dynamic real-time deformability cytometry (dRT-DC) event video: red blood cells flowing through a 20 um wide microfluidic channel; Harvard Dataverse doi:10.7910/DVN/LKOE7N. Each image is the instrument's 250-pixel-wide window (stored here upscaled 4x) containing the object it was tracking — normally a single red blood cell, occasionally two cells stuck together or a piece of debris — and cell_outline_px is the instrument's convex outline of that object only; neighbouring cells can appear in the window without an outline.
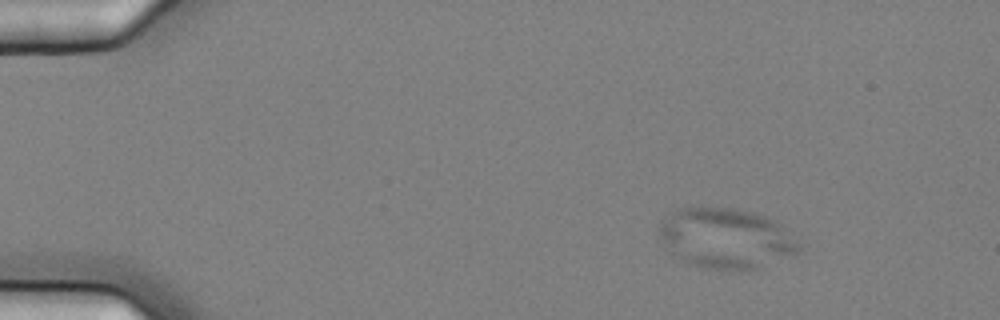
{"species": "common noctule bat (a hibernating species)", "species_latin": "Nyctalus noctula", "temperature_condition": "cold", "stored_images_in_passage": 6, "camera_frame_rate_fps": 3000, "um_per_image_px": 0.085, "animal": {"sex": "female", "body_mass_g": 25.1}, "frame": {"image": 1, "passage_image": 2, "time_ms": 0.333, "image_size_px": [1000, 320], "cell_outline_px": [[804, 248], [796, 256], [760, 268], [740, 272], [704, 268], [692, 264], [676, 256], [656, 232], [656, 228], [664, 216], [680, 208], [736, 208], [752, 212], [776, 220]], "centroid_in_image_um": [61.77, 20.29], "position_along_channel_um": 23.2, "area_um2": 49.77}}